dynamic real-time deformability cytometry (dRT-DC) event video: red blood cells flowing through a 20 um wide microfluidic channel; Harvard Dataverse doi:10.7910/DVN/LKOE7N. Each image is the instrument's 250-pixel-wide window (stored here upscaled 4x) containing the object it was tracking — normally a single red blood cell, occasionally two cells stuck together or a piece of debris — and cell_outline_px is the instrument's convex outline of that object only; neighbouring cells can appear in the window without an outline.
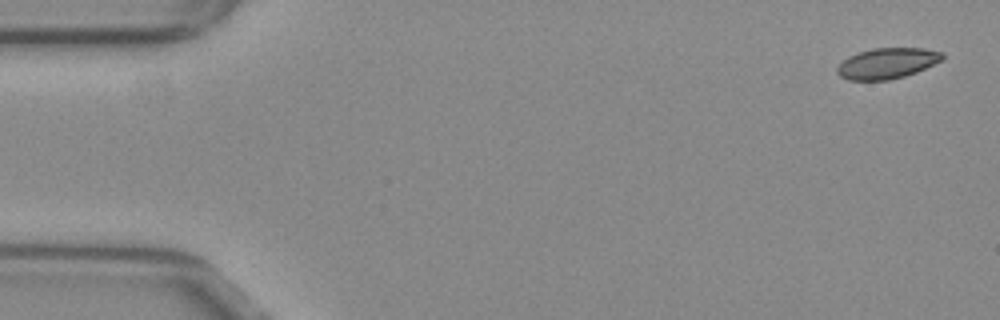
{"species": "common noctule bat (a hibernating species)", "species_latin": "Nyctalus noctula", "temperature_condition": "warm", "stored_images_in_passage": 5, "camera_frame_rate_fps": 3000, "um_per_image_px": 0.085, "animal": {"sex": "female", "body_mass_g": 29.2, "forearm_length_mm": 56.3}, "frame": {"image": 1, "passage_image": 1, "time_ms": 0.0, "image_size_px": [1000, 320], "cell_outline_px": [[944, 56], [940, 60], [916, 72], [904, 76], [888, 80], [848, 80], [840, 76], [836, 72], [836, 68], [848, 56], [872, 48], [924, 48], [944, 52]], "centroid_in_image_um": [75.38, 5.38], "position_along_channel_um": 9.6, "area_um2": 18.67}}